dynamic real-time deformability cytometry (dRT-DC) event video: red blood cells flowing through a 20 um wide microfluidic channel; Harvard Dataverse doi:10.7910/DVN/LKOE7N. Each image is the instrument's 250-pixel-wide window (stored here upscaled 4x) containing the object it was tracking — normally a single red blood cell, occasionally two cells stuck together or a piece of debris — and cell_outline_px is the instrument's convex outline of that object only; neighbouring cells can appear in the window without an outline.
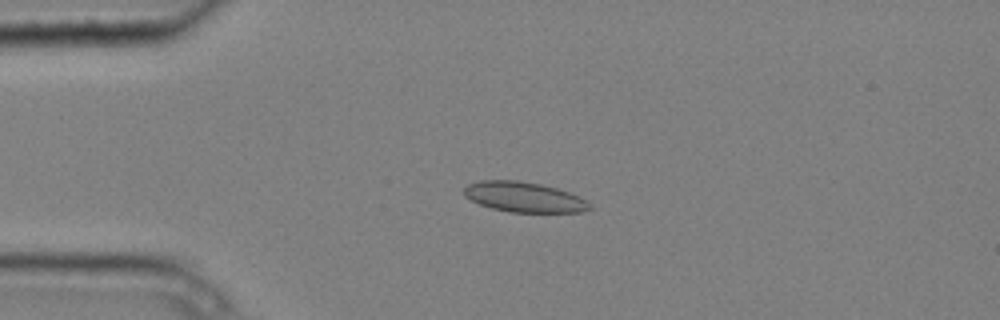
{"species": "common noctule bat (a hibernating species)", "species_latin": "Nyctalus noctula", "temperature_condition": "cold", "stored_images_in_passage": 4, "camera_frame_rate_fps": 3000, "um_per_image_px": 0.085, "animal": {"sex": "male", "body_mass_g": 20.4}, "frame": {"image": 1, "passage_image": 4, "time_ms": 1.0, "image_size_px": [1000, 320], "cell_outline_px": [[592, 208], [580, 212], [508, 212], [492, 208], [480, 204], [464, 196], [464, 188], [468, 184], [480, 180], [516, 180], [540, 184], [556, 188], [580, 196], [588, 200], [592, 204]], "centroid_in_image_um": [44.57, 16.75], "position_along_channel_um": 40.4, "area_um2": 22.14}}